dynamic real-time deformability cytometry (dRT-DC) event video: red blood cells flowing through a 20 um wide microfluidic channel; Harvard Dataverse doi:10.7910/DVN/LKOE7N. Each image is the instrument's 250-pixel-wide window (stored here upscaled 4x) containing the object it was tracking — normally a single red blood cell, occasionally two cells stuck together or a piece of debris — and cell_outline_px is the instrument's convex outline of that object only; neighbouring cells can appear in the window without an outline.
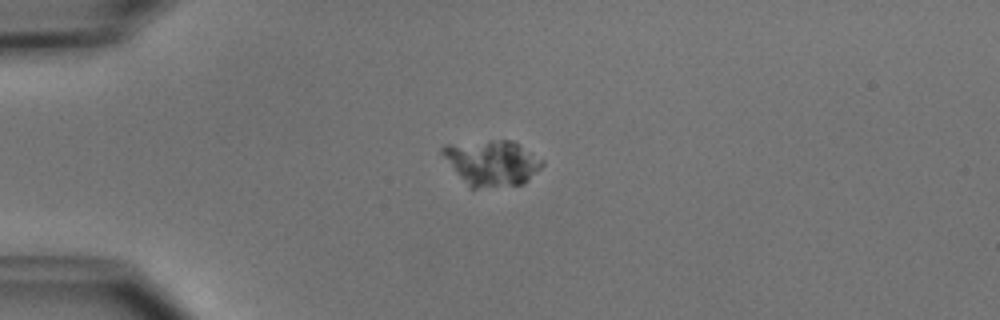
{"species": "common noctule bat (a hibernating species)", "species_latin": "Nyctalus noctula", "temperature_condition": "cold", "stored_images_in_passage": 5, "camera_frame_rate_fps": 3000, "um_per_image_px": 0.085, "animal": {"sex": "male", "body_mass_g": 15.6}, "frame": {"image": 1, "passage_image": 1, "time_ms": 0.0, "image_size_px": [1000, 320], "cell_outline_px": [[544, 164], [524, 184], [476, 188], [472, 188], [456, 172], [440, 152], [440, 148], [444, 144], [488, 140], [512, 140], [544, 160]], "centroid_in_image_um": [41.81, 13.82], "position_along_channel_um": 43.2, "area_um2": 26.3}}
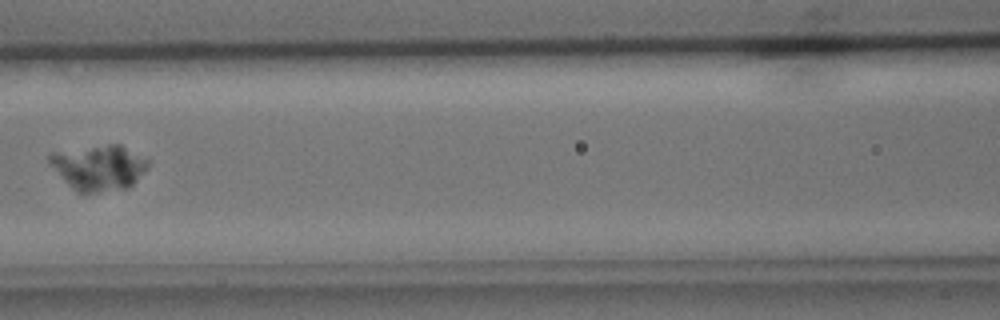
{"frame": {"image": 2, "passage_image": 4, "time_ms": 3.667, "image_size_px": [1000, 320], "cell_outline_px": [[148, 168], [128, 188], [96, 192], [76, 192], [64, 180], [48, 160], [48, 156], [56, 152], [108, 144], [120, 144], [148, 160]], "centroid_in_image_um": [8.43, 14.24], "position_along_channel_um": 158.2, "area_um2": 25.43}}